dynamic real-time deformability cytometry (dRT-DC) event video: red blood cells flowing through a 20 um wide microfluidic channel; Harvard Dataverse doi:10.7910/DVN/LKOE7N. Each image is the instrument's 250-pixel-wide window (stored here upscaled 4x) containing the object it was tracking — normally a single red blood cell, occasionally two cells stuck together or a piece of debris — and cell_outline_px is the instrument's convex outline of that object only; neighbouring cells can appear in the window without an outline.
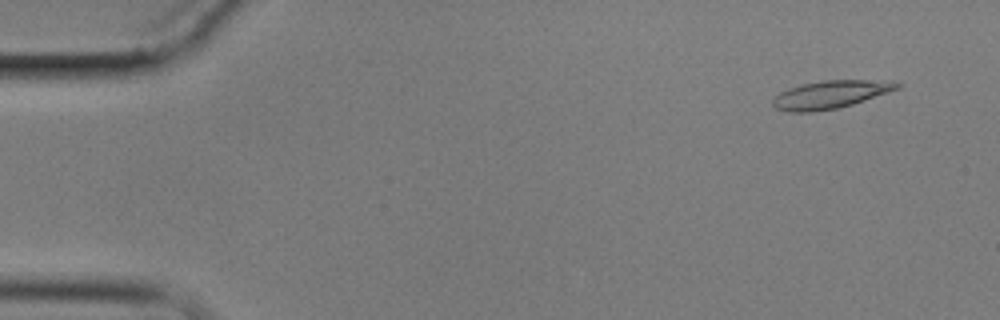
{"species": "common noctule bat (a hibernating species)", "species_latin": "Nyctalus noctula", "temperature_condition": "cold", "stored_images_in_passage": 4, "camera_frame_rate_fps": 3000, "um_per_image_px": 0.085, "animal": {"sex": "male", "body_mass_g": 17.9}, "frame": {"image": 1, "passage_image": 2, "time_ms": 1.0, "image_size_px": [1000, 320], "cell_outline_px": [[904, 84], [900, 88], [852, 104], [836, 108], [812, 112], [788, 112], [776, 108], [772, 104], [772, 100], [780, 92], [788, 88], [800, 84], [824, 80], [864, 80]], "centroid_in_image_um": [70.51, 8.04], "position_along_channel_um": 14.5, "area_um2": 19.88}}